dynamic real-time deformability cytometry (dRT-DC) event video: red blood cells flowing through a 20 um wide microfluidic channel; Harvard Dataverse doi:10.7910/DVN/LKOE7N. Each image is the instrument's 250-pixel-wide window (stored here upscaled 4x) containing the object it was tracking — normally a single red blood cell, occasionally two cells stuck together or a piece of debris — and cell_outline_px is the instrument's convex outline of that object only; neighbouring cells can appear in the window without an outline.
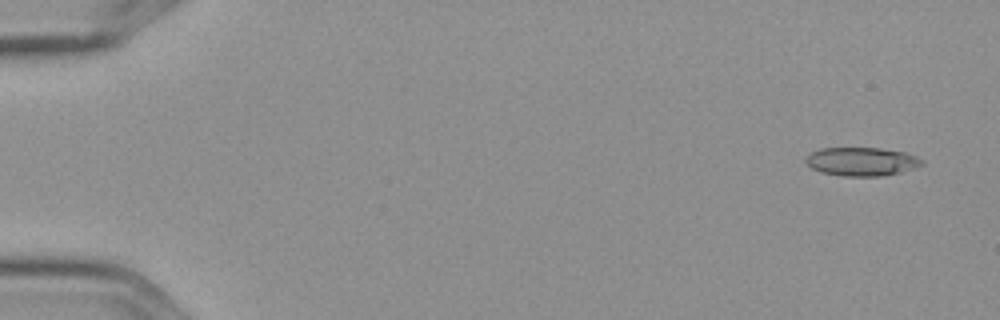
{"species": "Egyptian fruit bat (a non-hibernating species)", "species_latin": "Rousettus aegyptiacus", "temperature_condition": "cold", "stored_images_in_passage": 5, "camera_frame_rate_fps": 3000, "um_per_image_px": 0.085, "frame": {"image": 1, "passage_image": 1, "time_ms": 0.0, "image_size_px": [1000, 320], "cell_outline_px": [[924, 164], [900, 172], [880, 176], [840, 176], [820, 172], [812, 168], [804, 160], [812, 152], [820, 148], [880, 148], [904, 152], [916, 156], [924, 160]], "centroid_in_image_um": [73.23, 13.73], "position_along_channel_um": 11.8, "area_um2": 19.25}}
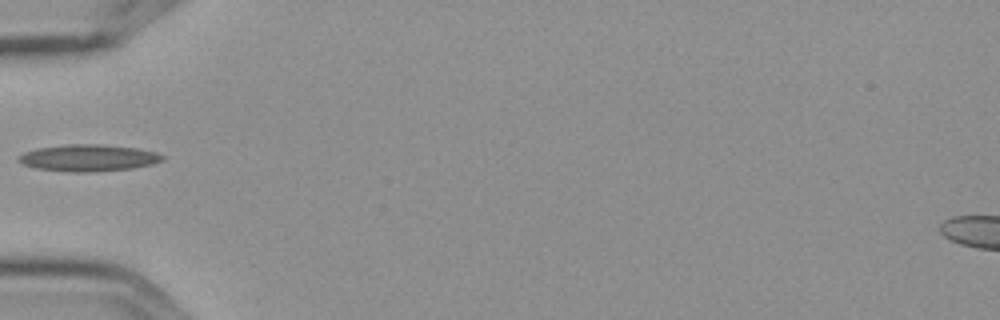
{"frame": {"image": 2, "passage_image": 5, "time_ms": 1.333, "image_size_px": [1000, 320], "cell_outline_px": [[164, 160], [152, 164], [132, 168], [88, 172], [72, 172], [36, 168], [24, 164], [16, 160], [16, 156], [24, 152], [36, 148], [68, 144], [100, 144], [136, 148], [156, 152], [164, 156]], "centroid_in_image_um": [7.48, 13.41], "position_along_channel_um": 77.5, "area_um2": 22.43}}